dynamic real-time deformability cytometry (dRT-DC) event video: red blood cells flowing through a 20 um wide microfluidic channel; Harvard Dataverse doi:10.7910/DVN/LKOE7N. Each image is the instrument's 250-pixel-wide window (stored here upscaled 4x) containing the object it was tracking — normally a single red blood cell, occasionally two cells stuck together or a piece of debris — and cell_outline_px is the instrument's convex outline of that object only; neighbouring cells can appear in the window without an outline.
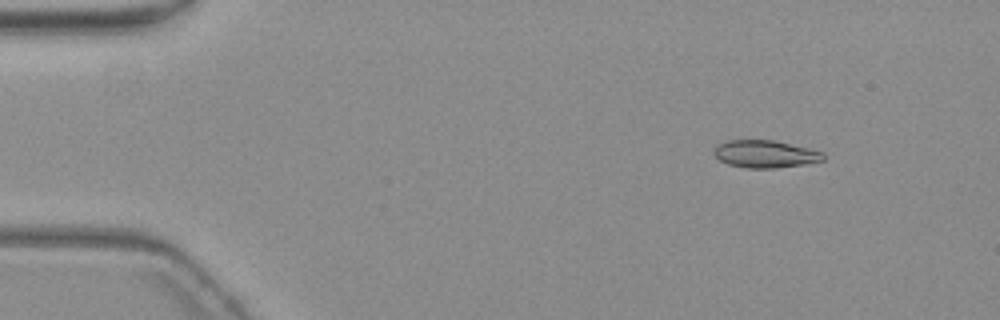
{"species": "common noctule bat (a hibernating species)", "species_latin": "Nyctalus noctula", "temperature_condition": "warm", "stored_images_in_passage": 4, "camera_frame_rate_fps": 3000, "um_per_image_px": 0.085, "animal": {"sex": "female", "body_mass_g": 19.3, "forearm_length_mm": 54.1}, "frame": {"image": 1, "passage_image": 2, "time_ms": 1.0, "image_size_px": [1000, 320], "cell_outline_px": [[824, 160], [804, 164], [772, 168], [748, 168], [728, 164], [720, 160], [712, 152], [716, 144], [724, 140], [772, 140], [808, 148], [824, 152]], "centroid_in_image_um": [65.0, 13.08], "position_along_channel_um": 20.0, "area_um2": 17.46}}
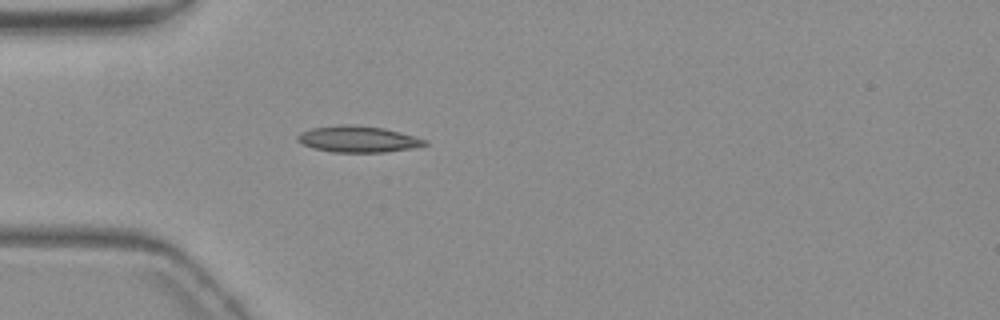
{"frame": {"image": 2, "passage_image": 4, "time_ms": 4.333, "image_size_px": [1000, 320], "cell_outline_px": [[428, 144], [416, 148], [384, 152], [332, 152], [312, 148], [296, 140], [296, 136], [300, 132], [312, 128], [384, 128], [416, 136], [428, 140]], "centroid_in_image_um": [30.52, 11.89], "position_along_channel_um": 54.5, "area_um2": 18.55}}